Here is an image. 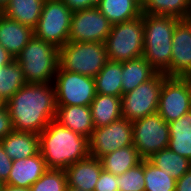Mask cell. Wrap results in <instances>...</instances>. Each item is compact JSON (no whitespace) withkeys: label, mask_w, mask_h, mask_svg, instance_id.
<instances>
[{"label":"cell","mask_w":191,"mask_h":191,"mask_svg":"<svg viewBox=\"0 0 191 191\" xmlns=\"http://www.w3.org/2000/svg\"><path fill=\"white\" fill-rule=\"evenodd\" d=\"M4 104L14 130L40 134L55 119V88L53 83H27Z\"/></svg>","instance_id":"cell-1"},{"label":"cell","mask_w":191,"mask_h":191,"mask_svg":"<svg viewBox=\"0 0 191 191\" xmlns=\"http://www.w3.org/2000/svg\"><path fill=\"white\" fill-rule=\"evenodd\" d=\"M39 149L48 169L65 170L89 156L88 138L55 120L39 134Z\"/></svg>","instance_id":"cell-2"},{"label":"cell","mask_w":191,"mask_h":191,"mask_svg":"<svg viewBox=\"0 0 191 191\" xmlns=\"http://www.w3.org/2000/svg\"><path fill=\"white\" fill-rule=\"evenodd\" d=\"M179 21L172 16L143 14V57L157 72L163 73L170 66L172 37Z\"/></svg>","instance_id":"cell-3"},{"label":"cell","mask_w":191,"mask_h":191,"mask_svg":"<svg viewBox=\"0 0 191 191\" xmlns=\"http://www.w3.org/2000/svg\"><path fill=\"white\" fill-rule=\"evenodd\" d=\"M59 49L33 35L15 60L28 84L53 83L59 67Z\"/></svg>","instance_id":"cell-4"},{"label":"cell","mask_w":191,"mask_h":191,"mask_svg":"<svg viewBox=\"0 0 191 191\" xmlns=\"http://www.w3.org/2000/svg\"><path fill=\"white\" fill-rule=\"evenodd\" d=\"M59 68L95 77L108 61L105 43L67 42L59 48Z\"/></svg>","instance_id":"cell-5"},{"label":"cell","mask_w":191,"mask_h":191,"mask_svg":"<svg viewBox=\"0 0 191 191\" xmlns=\"http://www.w3.org/2000/svg\"><path fill=\"white\" fill-rule=\"evenodd\" d=\"M105 47L108 60L126 62L143 56V14L135 19L112 25Z\"/></svg>","instance_id":"cell-6"},{"label":"cell","mask_w":191,"mask_h":191,"mask_svg":"<svg viewBox=\"0 0 191 191\" xmlns=\"http://www.w3.org/2000/svg\"><path fill=\"white\" fill-rule=\"evenodd\" d=\"M72 11L62 0H45L34 36L56 48L63 47L69 39Z\"/></svg>","instance_id":"cell-7"},{"label":"cell","mask_w":191,"mask_h":191,"mask_svg":"<svg viewBox=\"0 0 191 191\" xmlns=\"http://www.w3.org/2000/svg\"><path fill=\"white\" fill-rule=\"evenodd\" d=\"M167 76L157 72L151 79L122 95V117L130 122L157 113L160 92Z\"/></svg>","instance_id":"cell-8"},{"label":"cell","mask_w":191,"mask_h":191,"mask_svg":"<svg viewBox=\"0 0 191 191\" xmlns=\"http://www.w3.org/2000/svg\"><path fill=\"white\" fill-rule=\"evenodd\" d=\"M57 106H90L96 96L95 79L58 67L54 77Z\"/></svg>","instance_id":"cell-9"},{"label":"cell","mask_w":191,"mask_h":191,"mask_svg":"<svg viewBox=\"0 0 191 191\" xmlns=\"http://www.w3.org/2000/svg\"><path fill=\"white\" fill-rule=\"evenodd\" d=\"M132 130L133 145L143 160L168 148L169 125L158 113L133 121Z\"/></svg>","instance_id":"cell-10"},{"label":"cell","mask_w":191,"mask_h":191,"mask_svg":"<svg viewBox=\"0 0 191 191\" xmlns=\"http://www.w3.org/2000/svg\"><path fill=\"white\" fill-rule=\"evenodd\" d=\"M191 110V86L187 77H167L163 81L157 113L171 123Z\"/></svg>","instance_id":"cell-11"},{"label":"cell","mask_w":191,"mask_h":191,"mask_svg":"<svg viewBox=\"0 0 191 191\" xmlns=\"http://www.w3.org/2000/svg\"><path fill=\"white\" fill-rule=\"evenodd\" d=\"M89 143V156L100 159L115 150L133 145L132 122L121 117L111 124L94 128Z\"/></svg>","instance_id":"cell-12"},{"label":"cell","mask_w":191,"mask_h":191,"mask_svg":"<svg viewBox=\"0 0 191 191\" xmlns=\"http://www.w3.org/2000/svg\"><path fill=\"white\" fill-rule=\"evenodd\" d=\"M112 24L97 7L72 13L68 42L105 43Z\"/></svg>","instance_id":"cell-13"},{"label":"cell","mask_w":191,"mask_h":191,"mask_svg":"<svg viewBox=\"0 0 191 191\" xmlns=\"http://www.w3.org/2000/svg\"><path fill=\"white\" fill-rule=\"evenodd\" d=\"M163 73L167 77L191 75V19L180 20L176 24L170 66Z\"/></svg>","instance_id":"cell-14"},{"label":"cell","mask_w":191,"mask_h":191,"mask_svg":"<svg viewBox=\"0 0 191 191\" xmlns=\"http://www.w3.org/2000/svg\"><path fill=\"white\" fill-rule=\"evenodd\" d=\"M48 170L40 151L31 157L13 160L10 175L5 184L30 188Z\"/></svg>","instance_id":"cell-15"},{"label":"cell","mask_w":191,"mask_h":191,"mask_svg":"<svg viewBox=\"0 0 191 191\" xmlns=\"http://www.w3.org/2000/svg\"><path fill=\"white\" fill-rule=\"evenodd\" d=\"M33 29L0 12V45L15 59L33 37Z\"/></svg>","instance_id":"cell-16"},{"label":"cell","mask_w":191,"mask_h":191,"mask_svg":"<svg viewBox=\"0 0 191 191\" xmlns=\"http://www.w3.org/2000/svg\"><path fill=\"white\" fill-rule=\"evenodd\" d=\"M100 159L88 156L65 169L68 186L83 191H94L96 182L102 172Z\"/></svg>","instance_id":"cell-17"},{"label":"cell","mask_w":191,"mask_h":191,"mask_svg":"<svg viewBox=\"0 0 191 191\" xmlns=\"http://www.w3.org/2000/svg\"><path fill=\"white\" fill-rule=\"evenodd\" d=\"M54 120L88 139L95 128L90 106H57Z\"/></svg>","instance_id":"cell-18"},{"label":"cell","mask_w":191,"mask_h":191,"mask_svg":"<svg viewBox=\"0 0 191 191\" xmlns=\"http://www.w3.org/2000/svg\"><path fill=\"white\" fill-rule=\"evenodd\" d=\"M4 151L12 160L36 155L39 149V134L12 130L0 141Z\"/></svg>","instance_id":"cell-19"},{"label":"cell","mask_w":191,"mask_h":191,"mask_svg":"<svg viewBox=\"0 0 191 191\" xmlns=\"http://www.w3.org/2000/svg\"><path fill=\"white\" fill-rule=\"evenodd\" d=\"M90 108L95 128L109 125L122 117L121 97L96 93Z\"/></svg>","instance_id":"cell-20"},{"label":"cell","mask_w":191,"mask_h":191,"mask_svg":"<svg viewBox=\"0 0 191 191\" xmlns=\"http://www.w3.org/2000/svg\"><path fill=\"white\" fill-rule=\"evenodd\" d=\"M96 7L112 25L142 15L141 4L136 0H99Z\"/></svg>","instance_id":"cell-21"},{"label":"cell","mask_w":191,"mask_h":191,"mask_svg":"<svg viewBox=\"0 0 191 191\" xmlns=\"http://www.w3.org/2000/svg\"><path fill=\"white\" fill-rule=\"evenodd\" d=\"M44 2L45 0H10L1 13L34 29L41 16Z\"/></svg>","instance_id":"cell-22"},{"label":"cell","mask_w":191,"mask_h":191,"mask_svg":"<svg viewBox=\"0 0 191 191\" xmlns=\"http://www.w3.org/2000/svg\"><path fill=\"white\" fill-rule=\"evenodd\" d=\"M156 73L143 56L122 62V95L148 81Z\"/></svg>","instance_id":"cell-23"},{"label":"cell","mask_w":191,"mask_h":191,"mask_svg":"<svg viewBox=\"0 0 191 191\" xmlns=\"http://www.w3.org/2000/svg\"><path fill=\"white\" fill-rule=\"evenodd\" d=\"M168 125V148L191 161V110Z\"/></svg>","instance_id":"cell-24"},{"label":"cell","mask_w":191,"mask_h":191,"mask_svg":"<svg viewBox=\"0 0 191 191\" xmlns=\"http://www.w3.org/2000/svg\"><path fill=\"white\" fill-rule=\"evenodd\" d=\"M142 160L134 145L119 148L100 158L103 170L116 176L125 173Z\"/></svg>","instance_id":"cell-25"},{"label":"cell","mask_w":191,"mask_h":191,"mask_svg":"<svg viewBox=\"0 0 191 191\" xmlns=\"http://www.w3.org/2000/svg\"><path fill=\"white\" fill-rule=\"evenodd\" d=\"M141 11L142 14L191 19V0H144Z\"/></svg>","instance_id":"cell-26"},{"label":"cell","mask_w":191,"mask_h":191,"mask_svg":"<svg viewBox=\"0 0 191 191\" xmlns=\"http://www.w3.org/2000/svg\"><path fill=\"white\" fill-rule=\"evenodd\" d=\"M122 63L108 60L94 77L96 93L122 97Z\"/></svg>","instance_id":"cell-27"},{"label":"cell","mask_w":191,"mask_h":191,"mask_svg":"<svg viewBox=\"0 0 191 191\" xmlns=\"http://www.w3.org/2000/svg\"><path fill=\"white\" fill-rule=\"evenodd\" d=\"M148 160L161 170H165L175 180L180 179L191 168V161L188 158L171 151L169 148L156 152Z\"/></svg>","instance_id":"cell-28"},{"label":"cell","mask_w":191,"mask_h":191,"mask_svg":"<svg viewBox=\"0 0 191 191\" xmlns=\"http://www.w3.org/2000/svg\"><path fill=\"white\" fill-rule=\"evenodd\" d=\"M25 84L23 70L14 59L0 71V99L6 103Z\"/></svg>","instance_id":"cell-29"},{"label":"cell","mask_w":191,"mask_h":191,"mask_svg":"<svg viewBox=\"0 0 191 191\" xmlns=\"http://www.w3.org/2000/svg\"><path fill=\"white\" fill-rule=\"evenodd\" d=\"M145 191H175L176 180L148 159L144 160Z\"/></svg>","instance_id":"cell-30"},{"label":"cell","mask_w":191,"mask_h":191,"mask_svg":"<svg viewBox=\"0 0 191 191\" xmlns=\"http://www.w3.org/2000/svg\"><path fill=\"white\" fill-rule=\"evenodd\" d=\"M65 170L48 169L30 188V191H66Z\"/></svg>","instance_id":"cell-31"},{"label":"cell","mask_w":191,"mask_h":191,"mask_svg":"<svg viewBox=\"0 0 191 191\" xmlns=\"http://www.w3.org/2000/svg\"><path fill=\"white\" fill-rule=\"evenodd\" d=\"M119 191H145L144 160L118 175Z\"/></svg>","instance_id":"cell-32"},{"label":"cell","mask_w":191,"mask_h":191,"mask_svg":"<svg viewBox=\"0 0 191 191\" xmlns=\"http://www.w3.org/2000/svg\"><path fill=\"white\" fill-rule=\"evenodd\" d=\"M117 183L118 175L102 170L94 191H119Z\"/></svg>","instance_id":"cell-33"},{"label":"cell","mask_w":191,"mask_h":191,"mask_svg":"<svg viewBox=\"0 0 191 191\" xmlns=\"http://www.w3.org/2000/svg\"><path fill=\"white\" fill-rule=\"evenodd\" d=\"M13 130L10 114L6 105L0 108V141Z\"/></svg>","instance_id":"cell-34"},{"label":"cell","mask_w":191,"mask_h":191,"mask_svg":"<svg viewBox=\"0 0 191 191\" xmlns=\"http://www.w3.org/2000/svg\"><path fill=\"white\" fill-rule=\"evenodd\" d=\"M13 160L6 154L0 143V180L4 183L8 180Z\"/></svg>","instance_id":"cell-35"},{"label":"cell","mask_w":191,"mask_h":191,"mask_svg":"<svg viewBox=\"0 0 191 191\" xmlns=\"http://www.w3.org/2000/svg\"><path fill=\"white\" fill-rule=\"evenodd\" d=\"M68 8L74 12L77 10L89 9L97 6L99 0H62Z\"/></svg>","instance_id":"cell-36"},{"label":"cell","mask_w":191,"mask_h":191,"mask_svg":"<svg viewBox=\"0 0 191 191\" xmlns=\"http://www.w3.org/2000/svg\"><path fill=\"white\" fill-rule=\"evenodd\" d=\"M175 191H191V168L176 180Z\"/></svg>","instance_id":"cell-37"},{"label":"cell","mask_w":191,"mask_h":191,"mask_svg":"<svg viewBox=\"0 0 191 191\" xmlns=\"http://www.w3.org/2000/svg\"><path fill=\"white\" fill-rule=\"evenodd\" d=\"M14 58L0 45V63H10Z\"/></svg>","instance_id":"cell-38"},{"label":"cell","mask_w":191,"mask_h":191,"mask_svg":"<svg viewBox=\"0 0 191 191\" xmlns=\"http://www.w3.org/2000/svg\"><path fill=\"white\" fill-rule=\"evenodd\" d=\"M3 191H30L29 188H22L18 186L5 184Z\"/></svg>","instance_id":"cell-39"},{"label":"cell","mask_w":191,"mask_h":191,"mask_svg":"<svg viewBox=\"0 0 191 191\" xmlns=\"http://www.w3.org/2000/svg\"><path fill=\"white\" fill-rule=\"evenodd\" d=\"M10 0H0V12L8 5Z\"/></svg>","instance_id":"cell-40"},{"label":"cell","mask_w":191,"mask_h":191,"mask_svg":"<svg viewBox=\"0 0 191 191\" xmlns=\"http://www.w3.org/2000/svg\"><path fill=\"white\" fill-rule=\"evenodd\" d=\"M66 191H83V190H80L79 188L67 185Z\"/></svg>","instance_id":"cell-41"},{"label":"cell","mask_w":191,"mask_h":191,"mask_svg":"<svg viewBox=\"0 0 191 191\" xmlns=\"http://www.w3.org/2000/svg\"><path fill=\"white\" fill-rule=\"evenodd\" d=\"M4 185L5 183L2 180H0V191H3Z\"/></svg>","instance_id":"cell-42"},{"label":"cell","mask_w":191,"mask_h":191,"mask_svg":"<svg viewBox=\"0 0 191 191\" xmlns=\"http://www.w3.org/2000/svg\"><path fill=\"white\" fill-rule=\"evenodd\" d=\"M9 63H0V71H1V69L4 67V66H6V65H8Z\"/></svg>","instance_id":"cell-43"},{"label":"cell","mask_w":191,"mask_h":191,"mask_svg":"<svg viewBox=\"0 0 191 191\" xmlns=\"http://www.w3.org/2000/svg\"><path fill=\"white\" fill-rule=\"evenodd\" d=\"M4 105V102L0 99V108Z\"/></svg>","instance_id":"cell-44"},{"label":"cell","mask_w":191,"mask_h":191,"mask_svg":"<svg viewBox=\"0 0 191 191\" xmlns=\"http://www.w3.org/2000/svg\"><path fill=\"white\" fill-rule=\"evenodd\" d=\"M187 78L189 79V83H190V86H191V75L187 76Z\"/></svg>","instance_id":"cell-45"},{"label":"cell","mask_w":191,"mask_h":191,"mask_svg":"<svg viewBox=\"0 0 191 191\" xmlns=\"http://www.w3.org/2000/svg\"><path fill=\"white\" fill-rule=\"evenodd\" d=\"M136 1H138L141 5L144 2V0H136Z\"/></svg>","instance_id":"cell-46"}]
</instances>
